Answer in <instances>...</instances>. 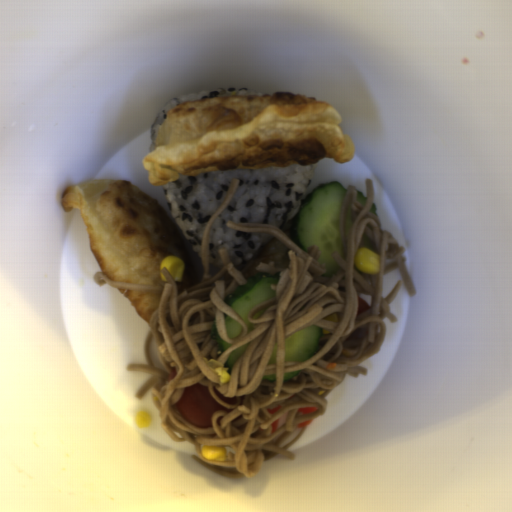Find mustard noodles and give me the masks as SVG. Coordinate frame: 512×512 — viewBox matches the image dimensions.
Segmentation results:
<instances>
[{
  "instance_id": "obj_1",
  "label": "mustard noodles",
  "mask_w": 512,
  "mask_h": 512,
  "mask_svg": "<svg viewBox=\"0 0 512 512\" xmlns=\"http://www.w3.org/2000/svg\"><path fill=\"white\" fill-rule=\"evenodd\" d=\"M239 179L232 180L219 208L208 219L202 234L201 254L203 275L194 286L179 293L177 283L166 267L161 271L167 280L163 285L112 282L102 271L93 274L99 286L108 284L117 289L161 291L158 309L148 321L143 343L144 364H128L126 370L150 373V378L137 391L141 399L151 390L152 403L158 409L160 427L177 443H189L191 458L225 478H251L258 474L265 461L277 455L294 460L288 449L303 435L308 425L325 414V397L346 375L357 378L367 375L360 366L382 350L387 335V318L398 322L390 304L402 285L409 296L417 290L405 266V246L382 229L379 216L371 212L374 184L365 180L366 202L357 200V189L345 190L339 230L345 258L332 251L340 268L331 277H324L325 263L318 262L319 246L303 250L279 228L266 223L232 222L227 227L241 232H267L275 236L289 251L288 267H276L274 261L259 262L255 269L270 274L279 273L277 284L270 286L274 297L252 309L247 320L230 308L225 297L246 283L243 273L233 266L227 250L219 247L223 263L217 274H210L208 256L209 234L217 217L230 203ZM369 248L380 256L377 275L363 274L354 260L360 248ZM399 269L402 280L386 298L382 294L383 276ZM369 310L356 315L358 297ZM224 313L238 322L241 334L228 338ZM215 319L219 336L231 346L217 354L210 336ZM323 328L315 355L302 362H285L286 337L308 327ZM278 343L277 363L268 365L274 343ZM249 344L236 361L229 382L219 383L216 373L206 362L221 361L241 345ZM300 371L283 383L285 372ZM276 375V381H263V375ZM208 386L212 397L231 412L213 414L211 428H196L182 419L176 409L182 391L195 383ZM314 407L317 412L303 415L300 407ZM280 419L279 428L271 432L270 424ZM224 446L226 461L206 460L202 446Z\"/></svg>"
}]
</instances>
